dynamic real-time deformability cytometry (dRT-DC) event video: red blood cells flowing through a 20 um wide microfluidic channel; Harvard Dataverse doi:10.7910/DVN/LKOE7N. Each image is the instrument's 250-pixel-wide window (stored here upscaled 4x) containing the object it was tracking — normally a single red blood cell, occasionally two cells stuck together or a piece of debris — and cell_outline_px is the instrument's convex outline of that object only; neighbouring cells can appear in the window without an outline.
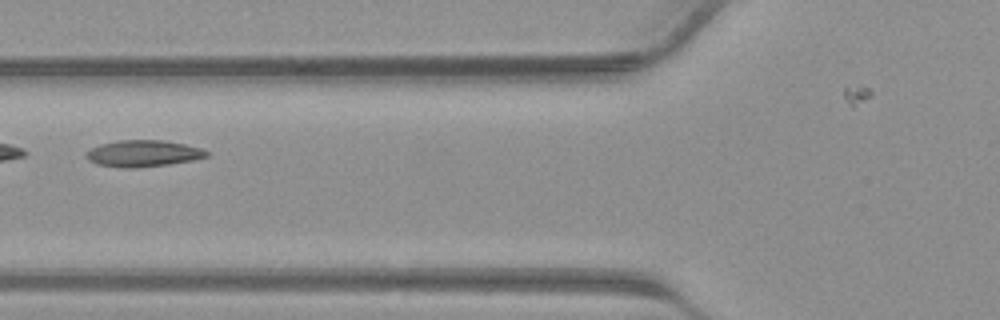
{"species": "common noctule bat (a hibernating species)", "species_latin": "Nyctalus noctula", "temperature_condition": "warm", "stored_images_in_passage": 32, "camera_frame_rate_fps": 3000, "um_per_image_px": 0.085, "animal": {"sex": "male", "body_mass_g": 23.1, "forearm_length_mm": 52.7}, "frame": {"image": 1, "passage_image": 14, "time_ms": 4.333, "image_size_px": [1000, 320], "cell_outline_px": [[208, 156], [192, 160], [168, 164], [136, 168], [124, 168], [96, 164], [88, 160], [84, 156], [92, 148], [100, 144], [116, 140], [164, 140], [184, 144], [200, 148], [208, 152]], "centroid_in_image_um": [12.13, 13.04], "position_along_channel_um": 113.7, "area_um2": 18.55}}
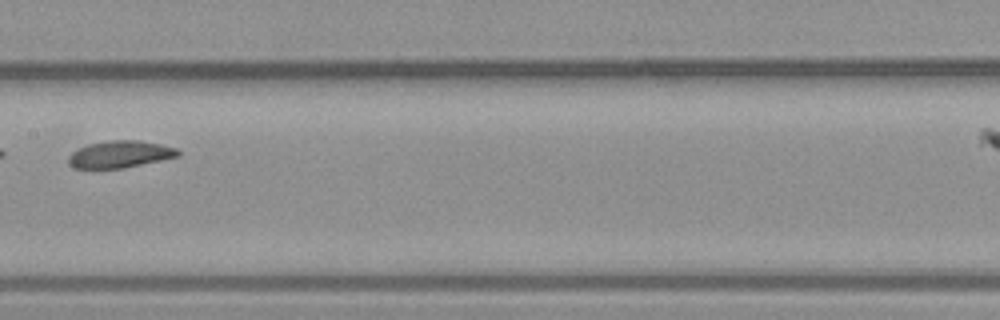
{"frame": {"image": 2, "passage_image": 19, "time_ms": 6.0, "image_size_px": [1000, 320], "cell_outline_px": [[180, 156], [124, 168], [76, 168], [68, 164], [68, 156], [72, 152], [88, 144], [108, 140], [140, 140], [160, 144], [176, 148], [180, 152]], "centroid_in_image_um": [10.21, 13.11], "position_along_channel_um": 197.2, "area_um2": 17.22}}